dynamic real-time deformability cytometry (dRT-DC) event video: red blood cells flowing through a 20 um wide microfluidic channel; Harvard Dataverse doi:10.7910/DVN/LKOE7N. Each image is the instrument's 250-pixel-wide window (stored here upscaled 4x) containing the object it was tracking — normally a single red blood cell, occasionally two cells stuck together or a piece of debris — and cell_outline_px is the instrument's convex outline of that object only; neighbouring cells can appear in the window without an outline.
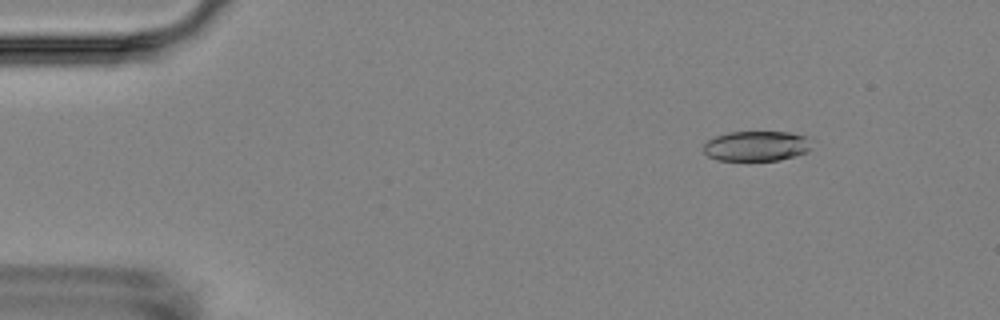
{"species": "Egyptian fruit bat (a non-hibernating species)", "species_latin": "Rousettus aegyptiacus", "temperature_condition": "room temperature", "stored_images_in_passage": 5, "camera_frame_rate_fps": 3000, "um_per_image_px": 0.085, "animal": {"sex": "female"}, "frame": {"image": 1, "passage_image": 2, "time_ms": 1.0, "image_size_px": [1000, 320], "cell_outline_px": [[808, 152], [780, 160], [716, 160], [708, 156], [704, 152], [704, 144], [708, 140], [716, 136], [728, 132], [788, 132], [804, 136], [808, 148]], "centroid_in_image_um": [64.22, 12.42], "position_along_channel_um": 20.8, "area_um2": 18.61}}